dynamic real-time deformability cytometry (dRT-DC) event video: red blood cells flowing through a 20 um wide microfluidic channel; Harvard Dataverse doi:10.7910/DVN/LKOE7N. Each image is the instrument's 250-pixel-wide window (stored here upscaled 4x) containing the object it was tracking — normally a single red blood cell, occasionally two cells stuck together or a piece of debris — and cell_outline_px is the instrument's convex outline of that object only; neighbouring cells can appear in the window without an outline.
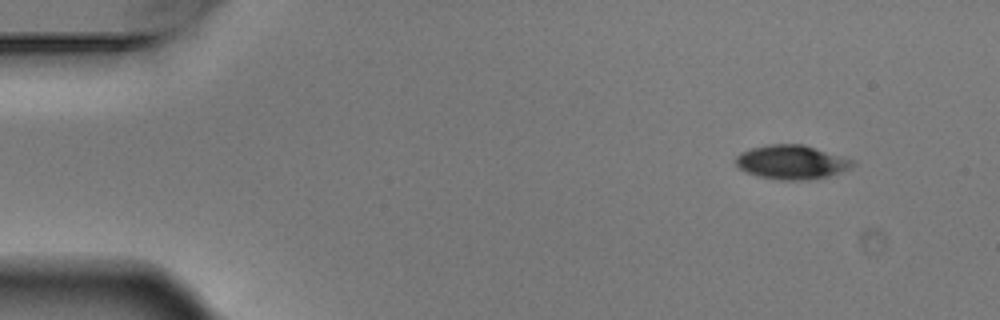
{"species": "Egyptian fruit bat (a non-hibernating species)", "species_latin": "Rousettus aegyptiacus", "temperature_condition": "warm", "stored_images_in_passage": 4, "camera_frame_rate_fps": 3000, "um_per_image_px": 0.085, "animal": {"sex": "male"}, "frame": {"image": 1, "passage_image": 1, "time_ms": 0.0, "image_size_px": [1000, 320], "cell_outline_px": [[856, 164], [840, 172], [828, 176], [808, 180], [780, 180], [760, 176], [748, 172], [740, 168], [736, 164], [736, 156], [740, 152], [748, 148], [768, 144], [804, 144], [856, 160]], "centroid_in_image_um": [67.3, 13.76], "position_along_channel_um": 17.7, "area_um2": 23.29}}